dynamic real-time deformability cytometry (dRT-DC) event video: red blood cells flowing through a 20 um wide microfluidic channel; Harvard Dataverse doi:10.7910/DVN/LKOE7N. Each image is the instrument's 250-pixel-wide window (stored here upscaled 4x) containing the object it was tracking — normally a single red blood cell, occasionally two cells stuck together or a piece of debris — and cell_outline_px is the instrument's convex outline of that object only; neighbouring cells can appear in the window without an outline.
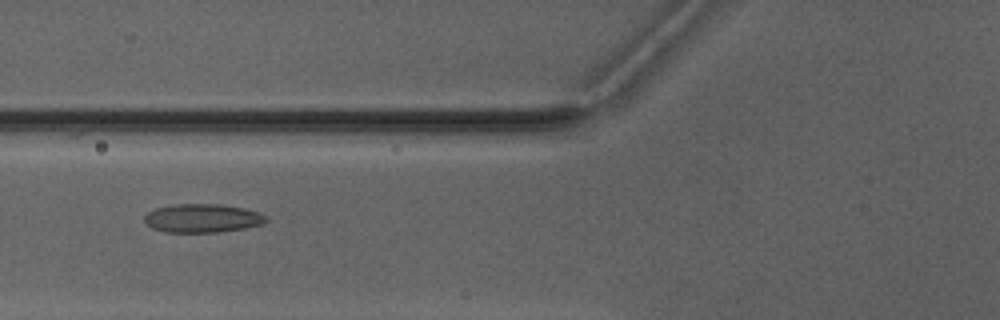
{"species": "Egyptian fruit bat (a non-hibernating species)", "species_latin": "Rousettus aegyptiacus", "temperature_condition": "warm", "stored_images_in_passage": 6, "camera_frame_rate_fps": 3000, "um_per_image_px": 0.085, "animal": {"sex": "male"}, "frame": {"image": 1, "passage_image": 6, "time_ms": 6.0, "image_size_px": [1000, 320], "cell_outline_px": [[268, 220], [260, 224], [244, 228], [216, 232], [164, 232], [152, 228], [144, 220], [144, 216], [148, 212], [156, 208], [176, 204], [220, 204], [244, 208], [260, 212]], "centroid_in_image_um": [17.19, 18.54], "position_along_channel_um": 108.6, "area_um2": 20.11}}